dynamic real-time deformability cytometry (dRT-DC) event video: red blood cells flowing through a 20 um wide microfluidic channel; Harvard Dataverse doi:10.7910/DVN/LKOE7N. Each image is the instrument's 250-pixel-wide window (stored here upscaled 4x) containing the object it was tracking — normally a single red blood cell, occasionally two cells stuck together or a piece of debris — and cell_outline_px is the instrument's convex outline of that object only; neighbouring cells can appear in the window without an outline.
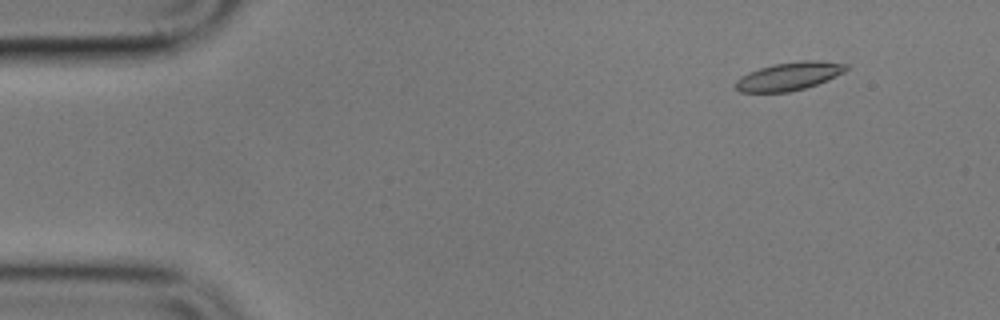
{"species": "common noctule bat (a hibernating species)", "species_latin": "Nyctalus noctula", "temperature_condition": "cold", "stored_images_in_passage": 5, "camera_frame_rate_fps": 3000, "um_per_image_px": 0.085, "animal": {"sex": "male", "body_mass_g": 17.9}, "frame": {"image": 1, "passage_image": 2, "time_ms": 1.333, "image_size_px": [1000, 320], "cell_outline_px": [[848, 68], [844, 72], [828, 80], [804, 88], [788, 92], [740, 92], [736, 88], [736, 80], [740, 76], [748, 72], [772, 64], [804, 60], [820, 60], [848, 64]], "centroid_in_image_um": [67.08, 6.47], "position_along_channel_um": 17.9, "area_um2": 18.15}}